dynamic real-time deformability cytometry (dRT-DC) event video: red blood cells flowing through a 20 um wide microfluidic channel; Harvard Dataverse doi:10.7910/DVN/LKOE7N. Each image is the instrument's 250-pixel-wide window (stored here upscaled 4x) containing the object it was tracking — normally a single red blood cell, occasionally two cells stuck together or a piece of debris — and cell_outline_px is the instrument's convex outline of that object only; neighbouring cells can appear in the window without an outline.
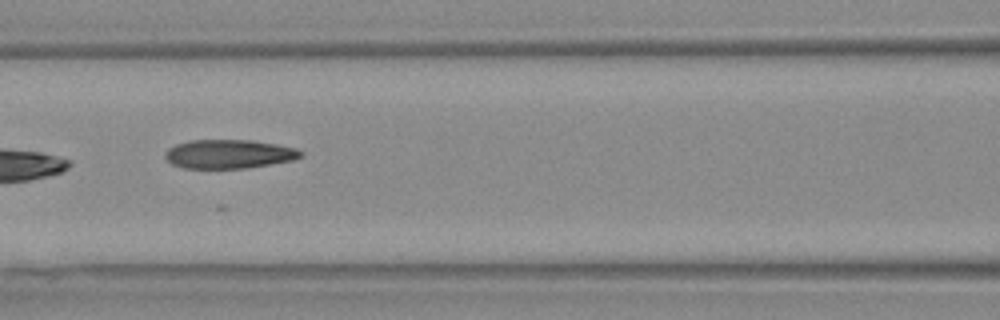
{"species": "Egyptian fruit bat (a non-hibernating species)", "species_latin": "Rousettus aegyptiacus", "temperature_condition": "warm", "stored_images_in_passage": 3, "camera_frame_rate_fps": 3000, "um_per_image_px": 0.085, "animal": {"sex": "female"}, "frame": {"image": 1, "passage_image": 3, "time_ms": 0.667, "image_size_px": [1000, 320], "cell_outline_px": [[304, 156], [292, 160], [244, 168], [184, 168], [172, 164], [164, 156], [164, 152], [168, 148], [176, 144], [188, 140], [252, 140], [276, 144], [296, 148], [304, 152]], "centroid_in_image_um": [19.45, 13.08], "position_along_channel_um": 147.2, "area_um2": 22.83}}